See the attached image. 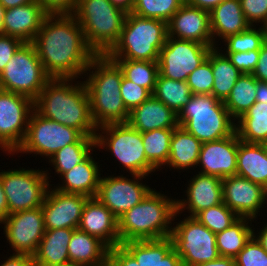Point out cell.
Returning <instances> with one entry per match:
<instances>
[{
  "label": "cell",
  "instance_id": "48",
  "mask_svg": "<svg viewBox=\"0 0 267 266\" xmlns=\"http://www.w3.org/2000/svg\"><path fill=\"white\" fill-rule=\"evenodd\" d=\"M23 43L17 37L0 34V73Z\"/></svg>",
  "mask_w": 267,
  "mask_h": 266
},
{
  "label": "cell",
  "instance_id": "37",
  "mask_svg": "<svg viewBox=\"0 0 267 266\" xmlns=\"http://www.w3.org/2000/svg\"><path fill=\"white\" fill-rule=\"evenodd\" d=\"M152 95L178 115L193 94L186 81L168 79L159 74Z\"/></svg>",
  "mask_w": 267,
  "mask_h": 266
},
{
  "label": "cell",
  "instance_id": "44",
  "mask_svg": "<svg viewBox=\"0 0 267 266\" xmlns=\"http://www.w3.org/2000/svg\"><path fill=\"white\" fill-rule=\"evenodd\" d=\"M234 260L236 266H267V252L252 236Z\"/></svg>",
  "mask_w": 267,
  "mask_h": 266
},
{
  "label": "cell",
  "instance_id": "21",
  "mask_svg": "<svg viewBox=\"0 0 267 266\" xmlns=\"http://www.w3.org/2000/svg\"><path fill=\"white\" fill-rule=\"evenodd\" d=\"M186 195L187 200H176V212L188 210L189 216L195 217L202 210L223 203L222 179L198 172L190 179Z\"/></svg>",
  "mask_w": 267,
  "mask_h": 266
},
{
  "label": "cell",
  "instance_id": "4",
  "mask_svg": "<svg viewBox=\"0 0 267 266\" xmlns=\"http://www.w3.org/2000/svg\"><path fill=\"white\" fill-rule=\"evenodd\" d=\"M177 216L176 200L153 189L139 204L118 219L120 245L133 240L170 237L171 221Z\"/></svg>",
  "mask_w": 267,
  "mask_h": 266
},
{
  "label": "cell",
  "instance_id": "26",
  "mask_svg": "<svg viewBox=\"0 0 267 266\" xmlns=\"http://www.w3.org/2000/svg\"><path fill=\"white\" fill-rule=\"evenodd\" d=\"M109 250L100 239L76 228L68 244L70 265L107 266Z\"/></svg>",
  "mask_w": 267,
  "mask_h": 266
},
{
  "label": "cell",
  "instance_id": "52",
  "mask_svg": "<svg viewBox=\"0 0 267 266\" xmlns=\"http://www.w3.org/2000/svg\"><path fill=\"white\" fill-rule=\"evenodd\" d=\"M0 266H34V259L28 255L12 254Z\"/></svg>",
  "mask_w": 267,
  "mask_h": 266
},
{
  "label": "cell",
  "instance_id": "24",
  "mask_svg": "<svg viewBox=\"0 0 267 266\" xmlns=\"http://www.w3.org/2000/svg\"><path fill=\"white\" fill-rule=\"evenodd\" d=\"M140 266H183L170 237L133 240L121 244Z\"/></svg>",
  "mask_w": 267,
  "mask_h": 266
},
{
  "label": "cell",
  "instance_id": "8",
  "mask_svg": "<svg viewBox=\"0 0 267 266\" xmlns=\"http://www.w3.org/2000/svg\"><path fill=\"white\" fill-rule=\"evenodd\" d=\"M97 148L108 149L130 174L148 176L156 168L147 160L144 151L142 133L128 123L107 124L97 128ZM106 133V134H105ZM104 134V135H102Z\"/></svg>",
  "mask_w": 267,
  "mask_h": 266
},
{
  "label": "cell",
  "instance_id": "11",
  "mask_svg": "<svg viewBox=\"0 0 267 266\" xmlns=\"http://www.w3.org/2000/svg\"><path fill=\"white\" fill-rule=\"evenodd\" d=\"M170 238L183 266H195L220 256L216 234L195 217H184V220L172 227Z\"/></svg>",
  "mask_w": 267,
  "mask_h": 266
},
{
  "label": "cell",
  "instance_id": "28",
  "mask_svg": "<svg viewBox=\"0 0 267 266\" xmlns=\"http://www.w3.org/2000/svg\"><path fill=\"white\" fill-rule=\"evenodd\" d=\"M93 156H90L85 162L77 164L69 171L61 175L62 184L56 187V190L81 194L89 198L95 197L98 191L100 181V165H98Z\"/></svg>",
  "mask_w": 267,
  "mask_h": 266
},
{
  "label": "cell",
  "instance_id": "55",
  "mask_svg": "<svg viewBox=\"0 0 267 266\" xmlns=\"http://www.w3.org/2000/svg\"><path fill=\"white\" fill-rule=\"evenodd\" d=\"M195 266H236L235 260L232 257L219 256L213 261L200 263Z\"/></svg>",
  "mask_w": 267,
  "mask_h": 266
},
{
  "label": "cell",
  "instance_id": "9",
  "mask_svg": "<svg viewBox=\"0 0 267 266\" xmlns=\"http://www.w3.org/2000/svg\"><path fill=\"white\" fill-rule=\"evenodd\" d=\"M50 79L34 44L24 42L0 73V89L35 100Z\"/></svg>",
  "mask_w": 267,
  "mask_h": 266
},
{
  "label": "cell",
  "instance_id": "34",
  "mask_svg": "<svg viewBox=\"0 0 267 266\" xmlns=\"http://www.w3.org/2000/svg\"><path fill=\"white\" fill-rule=\"evenodd\" d=\"M96 137L81 136L75 143L69 144L58 150L50 159L58 175L69 171L77 164L85 162L90 156V151L97 148Z\"/></svg>",
  "mask_w": 267,
  "mask_h": 266
},
{
  "label": "cell",
  "instance_id": "49",
  "mask_svg": "<svg viewBox=\"0 0 267 266\" xmlns=\"http://www.w3.org/2000/svg\"><path fill=\"white\" fill-rule=\"evenodd\" d=\"M107 266H140L137 260L122 246L110 248Z\"/></svg>",
  "mask_w": 267,
  "mask_h": 266
},
{
  "label": "cell",
  "instance_id": "27",
  "mask_svg": "<svg viewBox=\"0 0 267 266\" xmlns=\"http://www.w3.org/2000/svg\"><path fill=\"white\" fill-rule=\"evenodd\" d=\"M249 26L251 25L246 21L242 12L240 0H223L210 11V28L214 47L218 45L214 41L216 38L221 37L220 39L224 40L241 33Z\"/></svg>",
  "mask_w": 267,
  "mask_h": 266
},
{
  "label": "cell",
  "instance_id": "56",
  "mask_svg": "<svg viewBox=\"0 0 267 266\" xmlns=\"http://www.w3.org/2000/svg\"><path fill=\"white\" fill-rule=\"evenodd\" d=\"M256 102L267 103V82L256 79Z\"/></svg>",
  "mask_w": 267,
  "mask_h": 266
},
{
  "label": "cell",
  "instance_id": "30",
  "mask_svg": "<svg viewBox=\"0 0 267 266\" xmlns=\"http://www.w3.org/2000/svg\"><path fill=\"white\" fill-rule=\"evenodd\" d=\"M74 229L46 230L33 256L34 266H68V244Z\"/></svg>",
  "mask_w": 267,
  "mask_h": 266
},
{
  "label": "cell",
  "instance_id": "2",
  "mask_svg": "<svg viewBox=\"0 0 267 266\" xmlns=\"http://www.w3.org/2000/svg\"><path fill=\"white\" fill-rule=\"evenodd\" d=\"M74 80L51 78L34 100V109L47 119L75 128L83 136L96 137L86 86L83 81L74 85Z\"/></svg>",
  "mask_w": 267,
  "mask_h": 266
},
{
  "label": "cell",
  "instance_id": "53",
  "mask_svg": "<svg viewBox=\"0 0 267 266\" xmlns=\"http://www.w3.org/2000/svg\"><path fill=\"white\" fill-rule=\"evenodd\" d=\"M223 0H185V2L193 7L200 8L205 11H212Z\"/></svg>",
  "mask_w": 267,
  "mask_h": 266
},
{
  "label": "cell",
  "instance_id": "10",
  "mask_svg": "<svg viewBox=\"0 0 267 266\" xmlns=\"http://www.w3.org/2000/svg\"><path fill=\"white\" fill-rule=\"evenodd\" d=\"M1 181L6 195L9 214L41 207L50 186L48 170H1Z\"/></svg>",
  "mask_w": 267,
  "mask_h": 266
},
{
  "label": "cell",
  "instance_id": "38",
  "mask_svg": "<svg viewBox=\"0 0 267 266\" xmlns=\"http://www.w3.org/2000/svg\"><path fill=\"white\" fill-rule=\"evenodd\" d=\"M174 128L155 129L142 133L145 156L158 170L167 164Z\"/></svg>",
  "mask_w": 267,
  "mask_h": 266
},
{
  "label": "cell",
  "instance_id": "62",
  "mask_svg": "<svg viewBox=\"0 0 267 266\" xmlns=\"http://www.w3.org/2000/svg\"><path fill=\"white\" fill-rule=\"evenodd\" d=\"M265 203H267V188H265Z\"/></svg>",
  "mask_w": 267,
  "mask_h": 266
},
{
  "label": "cell",
  "instance_id": "39",
  "mask_svg": "<svg viewBox=\"0 0 267 266\" xmlns=\"http://www.w3.org/2000/svg\"><path fill=\"white\" fill-rule=\"evenodd\" d=\"M121 69L123 77L146 88L151 94L155 89L159 75L158 61H135L127 59H111Z\"/></svg>",
  "mask_w": 267,
  "mask_h": 266
},
{
  "label": "cell",
  "instance_id": "32",
  "mask_svg": "<svg viewBox=\"0 0 267 266\" xmlns=\"http://www.w3.org/2000/svg\"><path fill=\"white\" fill-rule=\"evenodd\" d=\"M237 120L235 132L241 141L267 144V103L255 102Z\"/></svg>",
  "mask_w": 267,
  "mask_h": 266
},
{
  "label": "cell",
  "instance_id": "7",
  "mask_svg": "<svg viewBox=\"0 0 267 266\" xmlns=\"http://www.w3.org/2000/svg\"><path fill=\"white\" fill-rule=\"evenodd\" d=\"M73 15L88 46L96 55H105L118 41L127 13L109 0H77Z\"/></svg>",
  "mask_w": 267,
  "mask_h": 266
},
{
  "label": "cell",
  "instance_id": "18",
  "mask_svg": "<svg viewBox=\"0 0 267 266\" xmlns=\"http://www.w3.org/2000/svg\"><path fill=\"white\" fill-rule=\"evenodd\" d=\"M223 203L240 218L256 219L264 208L265 188L238 175L222 179Z\"/></svg>",
  "mask_w": 267,
  "mask_h": 266
},
{
  "label": "cell",
  "instance_id": "29",
  "mask_svg": "<svg viewBox=\"0 0 267 266\" xmlns=\"http://www.w3.org/2000/svg\"><path fill=\"white\" fill-rule=\"evenodd\" d=\"M236 175L267 188V144L248 143L238 138Z\"/></svg>",
  "mask_w": 267,
  "mask_h": 266
},
{
  "label": "cell",
  "instance_id": "45",
  "mask_svg": "<svg viewBox=\"0 0 267 266\" xmlns=\"http://www.w3.org/2000/svg\"><path fill=\"white\" fill-rule=\"evenodd\" d=\"M120 93L128 112L141 105L152 95L146 88L124 77L122 78Z\"/></svg>",
  "mask_w": 267,
  "mask_h": 266
},
{
  "label": "cell",
  "instance_id": "20",
  "mask_svg": "<svg viewBox=\"0 0 267 266\" xmlns=\"http://www.w3.org/2000/svg\"><path fill=\"white\" fill-rule=\"evenodd\" d=\"M168 36L213 46L210 12L188 5L186 2L167 22Z\"/></svg>",
  "mask_w": 267,
  "mask_h": 266
},
{
  "label": "cell",
  "instance_id": "57",
  "mask_svg": "<svg viewBox=\"0 0 267 266\" xmlns=\"http://www.w3.org/2000/svg\"><path fill=\"white\" fill-rule=\"evenodd\" d=\"M116 8L129 14L132 12L134 0H109Z\"/></svg>",
  "mask_w": 267,
  "mask_h": 266
},
{
  "label": "cell",
  "instance_id": "58",
  "mask_svg": "<svg viewBox=\"0 0 267 266\" xmlns=\"http://www.w3.org/2000/svg\"><path fill=\"white\" fill-rule=\"evenodd\" d=\"M37 0H0V4L5 8V9H10L14 8L17 6L25 5L27 3H32Z\"/></svg>",
  "mask_w": 267,
  "mask_h": 266
},
{
  "label": "cell",
  "instance_id": "15",
  "mask_svg": "<svg viewBox=\"0 0 267 266\" xmlns=\"http://www.w3.org/2000/svg\"><path fill=\"white\" fill-rule=\"evenodd\" d=\"M100 177L96 198L119 219L127 211L139 204L153 190L140 182L146 175ZM140 180V181H138Z\"/></svg>",
  "mask_w": 267,
  "mask_h": 266
},
{
  "label": "cell",
  "instance_id": "23",
  "mask_svg": "<svg viewBox=\"0 0 267 266\" xmlns=\"http://www.w3.org/2000/svg\"><path fill=\"white\" fill-rule=\"evenodd\" d=\"M47 15L38 1L6 9L2 34L17 37L23 42H33Z\"/></svg>",
  "mask_w": 267,
  "mask_h": 266
},
{
  "label": "cell",
  "instance_id": "22",
  "mask_svg": "<svg viewBox=\"0 0 267 266\" xmlns=\"http://www.w3.org/2000/svg\"><path fill=\"white\" fill-rule=\"evenodd\" d=\"M78 228L97 237L109 248L120 245L118 219L96 197L85 202Z\"/></svg>",
  "mask_w": 267,
  "mask_h": 266
},
{
  "label": "cell",
  "instance_id": "51",
  "mask_svg": "<svg viewBox=\"0 0 267 266\" xmlns=\"http://www.w3.org/2000/svg\"><path fill=\"white\" fill-rule=\"evenodd\" d=\"M252 75L261 82H267V39L259 50L257 66Z\"/></svg>",
  "mask_w": 267,
  "mask_h": 266
},
{
  "label": "cell",
  "instance_id": "17",
  "mask_svg": "<svg viewBox=\"0 0 267 266\" xmlns=\"http://www.w3.org/2000/svg\"><path fill=\"white\" fill-rule=\"evenodd\" d=\"M88 198L81 194L48 188L41 206L45 229L78 228L82 210Z\"/></svg>",
  "mask_w": 267,
  "mask_h": 266
},
{
  "label": "cell",
  "instance_id": "47",
  "mask_svg": "<svg viewBox=\"0 0 267 266\" xmlns=\"http://www.w3.org/2000/svg\"><path fill=\"white\" fill-rule=\"evenodd\" d=\"M224 54L242 74H252L257 66L259 58V50L248 52H224Z\"/></svg>",
  "mask_w": 267,
  "mask_h": 266
},
{
  "label": "cell",
  "instance_id": "14",
  "mask_svg": "<svg viewBox=\"0 0 267 266\" xmlns=\"http://www.w3.org/2000/svg\"><path fill=\"white\" fill-rule=\"evenodd\" d=\"M33 110L30 97L0 89V140L13 153L24 141Z\"/></svg>",
  "mask_w": 267,
  "mask_h": 266
},
{
  "label": "cell",
  "instance_id": "16",
  "mask_svg": "<svg viewBox=\"0 0 267 266\" xmlns=\"http://www.w3.org/2000/svg\"><path fill=\"white\" fill-rule=\"evenodd\" d=\"M1 224L12 254L35 255L46 231L41 207L9 214Z\"/></svg>",
  "mask_w": 267,
  "mask_h": 266
},
{
  "label": "cell",
  "instance_id": "40",
  "mask_svg": "<svg viewBox=\"0 0 267 266\" xmlns=\"http://www.w3.org/2000/svg\"><path fill=\"white\" fill-rule=\"evenodd\" d=\"M185 0H134L133 14L168 22Z\"/></svg>",
  "mask_w": 267,
  "mask_h": 266
},
{
  "label": "cell",
  "instance_id": "33",
  "mask_svg": "<svg viewBox=\"0 0 267 266\" xmlns=\"http://www.w3.org/2000/svg\"><path fill=\"white\" fill-rule=\"evenodd\" d=\"M218 48L213 47L211 49V65L214 80L212 95L218 100L225 101L242 73L231 63L225 54L220 52L222 49Z\"/></svg>",
  "mask_w": 267,
  "mask_h": 266
},
{
  "label": "cell",
  "instance_id": "61",
  "mask_svg": "<svg viewBox=\"0 0 267 266\" xmlns=\"http://www.w3.org/2000/svg\"><path fill=\"white\" fill-rule=\"evenodd\" d=\"M0 148L2 149V151L6 152V153H9V154H13L14 153L0 140Z\"/></svg>",
  "mask_w": 267,
  "mask_h": 266
},
{
  "label": "cell",
  "instance_id": "42",
  "mask_svg": "<svg viewBox=\"0 0 267 266\" xmlns=\"http://www.w3.org/2000/svg\"><path fill=\"white\" fill-rule=\"evenodd\" d=\"M195 218L211 232L217 234L233 225L240 217L224 203L212 206L199 212Z\"/></svg>",
  "mask_w": 267,
  "mask_h": 266
},
{
  "label": "cell",
  "instance_id": "41",
  "mask_svg": "<svg viewBox=\"0 0 267 266\" xmlns=\"http://www.w3.org/2000/svg\"><path fill=\"white\" fill-rule=\"evenodd\" d=\"M254 27V28H253ZM249 26L239 34L232 35L223 40L225 42V52H248L260 50L262 44L267 39V27L261 26L258 29Z\"/></svg>",
  "mask_w": 267,
  "mask_h": 266
},
{
  "label": "cell",
  "instance_id": "1",
  "mask_svg": "<svg viewBox=\"0 0 267 266\" xmlns=\"http://www.w3.org/2000/svg\"><path fill=\"white\" fill-rule=\"evenodd\" d=\"M32 43L50 78L77 80L96 56L73 14H48Z\"/></svg>",
  "mask_w": 267,
  "mask_h": 266
},
{
  "label": "cell",
  "instance_id": "13",
  "mask_svg": "<svg viewBox=\"0 0 267 266\" xmlns=\"http://www.w3.org/2000/svg\"><path fill=\"white\" fill-rule=\"evenodd\" d=\"M213 47L168 36L159 53V74L168 79L186 81L188 75L208 58Z\"/></svg>",
  "mask_w": 267,
  "mask_h": 266
},
{
  "label": "cell",
  "instance_id": "50",
  "mask_svg": "<svg viewBox=\"0 0 267 266\" xmlns=\"http://www.w3.org/2000/svg\"><path fill=\"white\" fill-rule=\"evenodd\" d=\"M48 14H73L77 0H37Z\"/></svg>",
  "mask_w": 267,
  "mask_h": 266
},
{
  "label": "cell",
  "instance_id": "25",
  "mask_svg": "<svg viewBox=\"0 0 267 266\" xmlns=\"http://www.w3.org/2000/svg\"><path fill=\"white\" fill-rule=\"evenodd\" d=\"M127 123L141 133L178 126L177 114L153 95L129 112Z\"/></svg>",
  "mask_w": 267,
  "mask_h": 266
},
{
  "label": "cell",
  "instance_id": "19",
  "mask_svg": "<svg viewBox=\"0 0 267 266\" xmlns=\"http://www.w3.org/2000/svg\"><path fill=\"white\" fill-rule=\"evenodd\" d=\"M238 135L220 140L202 143L196 165L201 167L200 173L223 179L234 176L237 172Z\"/></svg>",
  "mask_w": 267,
  "mask_h": 266
},
{
  "label": "cell",
  "instance_id": "31",
  "mask_svg": "<svg viewBox=\"0 0 267 266\" xmlns=\"http://www.w3.org/2000/svg\"><path fill=\"white\" fill-rule=\"evenodd\" d=\"M201 146L202 143L195 136L178 125L173 130L170 154L166 166L177 170L195 168Z\"/></svg>",
  "mask_w": 267,
  "mask_h": 266
},
{
  "label": "cell",
  "instance_id": "6",
  "mask_svg": "<svg viewBox=\"0 0 267 266\" xmlns=\"http://www.w3.org/2000/svg\"><path fill=\"white\" fill-rule=\"evenodd\" d=\"M177 122L201 143L233 135L236 125L224 101L208 94L192 95L177 115Z\"/></svg>",
  "mask_w": 267,
  "mask_h": 266
},
{
  "label": "cell",
  "instance_id": "35",
  "mask_svg": "<svg viewBox=\"0 0 267 266\" xmlns=\"http://www.w3.org/2000/svg\"><path fill=\"white\" fill-rule=\"evenodd\" d=\"M248 221V222H247ZM250 218H239L233 225L216 234V246L220 256L234 258L253 236Z\"/></svg>",
  "mask_w": 267,
  "mask_h": 266
},
{
  "label": "cell",
  "instance_id": "60",
  "mask_svg": "<svg viewBox=\"0 0 267 266\" xmlns=\"http://www.w3.org/2000/svg\"><path fill=\"white\" fill-rule=\"evenodd\" d=\"M5 8L0 4V34H2L3 18L5 14Z\"/></svg>",
  "mask_w": 267,
  "mask_h": 266
},
{
  "label": "cell",
  "instance_id": "12",
  "mask_svg": "<svg viewBox=\"0 0 267 266\" xmlns=\"http://www.w3.org/2000/svg\"><path fill=\"white\" fill-rule=\"evenodd\" d=\"M82 134L75 128L55 122L33 110L27 133L17 153H33L50 159L58 150L75 143Z\"/></svg>",
  "mask_w": 267,
  "mask_h": 266
},
{
  "label": "cell",
  "instance_id": "3",
  "mask_svg": "<svg viewBox=\"0 0 267 266\" xmlns=\"http://www.w3.org/2000/svg\"><path fill=\"white\" fill-rule=\"evenodd\" d=\"M93 69L92 71H90ZM84 84L90 100V111L97 128L107 124L127 123V111L120 93L123 73L106 55H96L85 72Z\"/></svg>",
  "mask_w": 267,
  "mask_h": 266
},
{
  "label": "cell",
  "instance_id": "54",
  "mask_svg": "<svg viewBox=\"0 0 267 266\" xmlns=\"http://www.w3.org/2000/svg\"><path fill=\"white\" fill-rule=\"evenodd\" d=\"M9 215V207L6 200L0 172V223Z\"/></svg>",
  "mask_w": 267,
  "mask_h": 266
},
{
  "label": "cell",
  "instance_id": "5",
  "mask_svg": "<svg viewBox=\"0 0 267 266\" xmlns=\"http://www.w3.org/2000/svg\"><path fill=\"white\" fill-rule=\"evenodd\" d=\"M167 37V22L129 13L118 41L105 55L109 59L158 61Z\"/></svg>",
  "mask_w": 267,
  "mask_h": 266
},
{
  "label": "cell",
  "instance_id": "43",
  "mask_svg": "<svg viewBox=\"0 0 267 266\" xmlns=\"http://www.w3.org/2000/svg\"><path fill=\"white\" fill-rule=\"evenodd\" d=\"M186 82L190 87L193 95H212L214 80L211 65V51L208 55V58L198 68H196L188 75Z\"/></svg>",
  "mask_w": 267,
  "mask_h": 266
},
{
  "label": "cell",
  "instance_id": "59",
  "mask_svg": "<svg viewBox=\"0 0 267 266\" xmlns=\"http://www.w3.org/2000/svg\"><path fill=\"white\" fill-rule=\"evenodd\" d=\"M253 236L256 240L261 244L262 248L267 252V223L266 225L260 229L258 235L256 236L255 232H253Z\"/></svg>",
  "mask_w": 267,
  "mask_h": 266
},
{
  "label": "cell",
  "instance_id": "46",
  "mask_svg": "<svg viewBox=\"0 0 267 266\" xmlns=\"http://www.w3.org/2000/svg\"><path fill=\"white\" fill-rule=\"evenodd\" d=\"M240 4L246 21L251 26L260 23L267 27V0H240Z\"/></svg>",
  "mask_w": 267,
  "mask_h": 266
},
{
  "label": "cell",
  "instance_id": "36",
  "mask_svg": "<svg viewBox=\"0 0 267 266\" xmlns=\"http://www.w3.org/2000/svg\"><path fill=\"white\" fill-rule=\"evenodd\" d=\"M255 97L256 78L252 74H241L224 104L232 118L237 121L256 102Z\"/></svg>",
  "mask_w": 267,
  "mask_h": 266
}]
</instances>
